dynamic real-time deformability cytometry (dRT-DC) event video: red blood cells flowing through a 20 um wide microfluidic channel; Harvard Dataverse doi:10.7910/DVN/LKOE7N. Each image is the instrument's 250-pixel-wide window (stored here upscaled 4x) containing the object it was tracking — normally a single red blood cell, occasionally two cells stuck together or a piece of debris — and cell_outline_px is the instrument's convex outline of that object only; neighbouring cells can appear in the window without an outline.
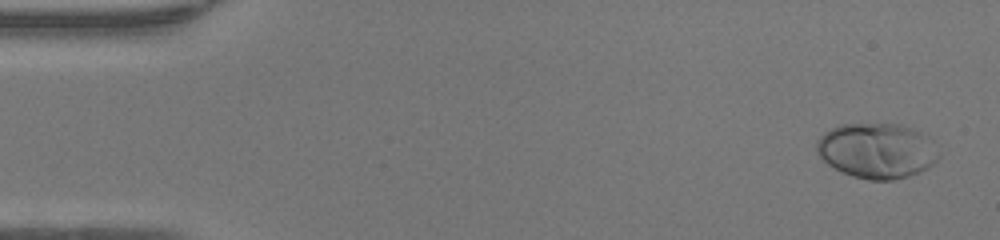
{"species": "human", "species_latin": "Homo sapiens", "temperature_condition": "warm", "stored_images_in_passage": 48, "camera_frame_rate_fps": 3000, "um_per_image_px": 0.085, "donor": {"sex": "female"}, "frame": {"image": 1, "passage_image": 2, "time_ms": 0.333, "image_size_px": [1000, 240], "cell_outline_px": [[940, 156], [928, 168], [920, 172], [908, 176], [892, 180], [868, 180], [852, 176], [828, 164], [816, 152], [816, 140], [824, 132], [840, 124], [900, 124], [912, 128], [920, 132], [924, 136]], "centroid_in_image_um": [74.49, 12.81], "position_along_channel_um": 10.5, "area_um2": 38.9}}
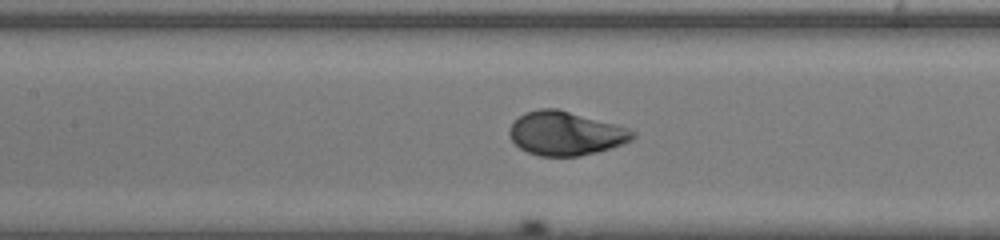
{"frame": {"image": 2, "passage_image": 22, "time_ms": 7.0, "image_size_px": [1000, 240], "cell_outline_px": [[636, 136], [632, 140], [624, 144], [596, 152], [576, 156], [540, 156], [528, 152], [520, 148], [512, 140], [508, 132], [512, 124], [524, 112], [540, 108], [556, 108], [628, 128], [636, 132]], "centroid_in_image_um": [48.08, 11.34], "position_along_channel_um": 159.3, "area_um2": 31.21}}
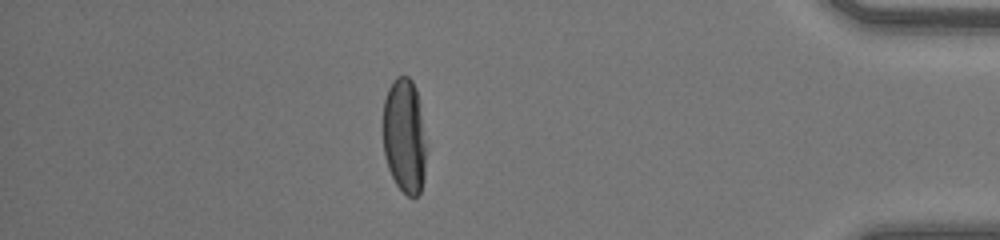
{"frame": {"image": 3, "passage_image": 42, "time_ms": 13.667, "image_size_px": [1000, 240], "cell_outline_px": [[424, 176], [420, 192], [416, 196], [408, 196], [396, 184], [388, 168], [384, 156], [384, 100], [388, 88], [392, 80], [396, 76], [408, 76], [412, 80], [416, 88], [424, 144]], "centroid_in_image_um": [34.34, 11.54], "position_along_channel_um": 400.9, "area_um2": 28.21}, "authors_computed_cell_mechanics": {"area_um2": 31.8189, "velocity_mm_per_s": 4.2771, "shape_relaxation_time_tau1_ms": 2.8997, "shape_relaxation_time_tau2_ms": null, "deformation_change_tau1": 0.2083, "deformation_change_tau2": null}}